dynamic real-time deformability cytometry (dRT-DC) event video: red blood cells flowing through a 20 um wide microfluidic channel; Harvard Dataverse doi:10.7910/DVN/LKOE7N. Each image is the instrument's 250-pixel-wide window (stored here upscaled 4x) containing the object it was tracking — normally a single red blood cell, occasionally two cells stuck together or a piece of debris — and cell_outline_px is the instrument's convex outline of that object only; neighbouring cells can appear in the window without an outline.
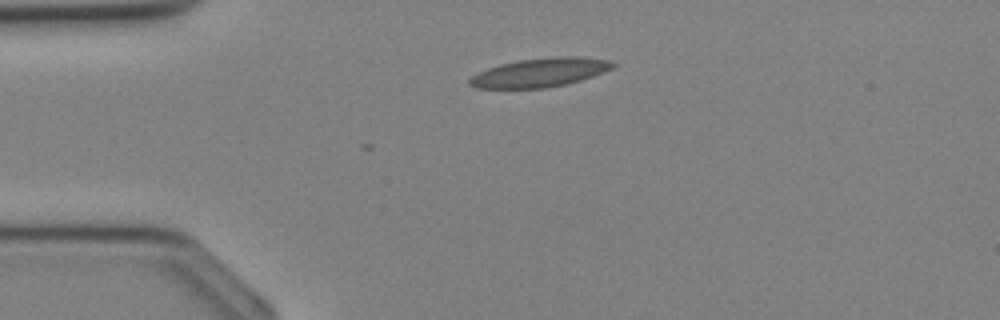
{"species": "Egyptian fruit bat (a non-hibernating species)", "species_latin": "Rousettus aegyptiacus", "temperature_condition": "cold", "stored_images_in_passage": 6, "camera_frame_rate_fps": 3000, "um_per_image_px": 0.085, "animal": {"sex": "female"}, "frame": {"image": 1, "passage_image": 1, "time_ms": 0.0, "image_size_px": [1000, 320], "cell_outline_px": [[616, 64], [612, 68], [604, 72], [580, 80], [564, 84], [544, 88], [476, 88], [468, 84], [468, 80], [472, 76], [488, 68], [500, 64], [520, 60], [556, 56], [580, 56], [612, 60]], "centroid_in_image_um": [45.92, 6.15], "position_along_channel_um": 39.1, "area_um2": 23.99}}